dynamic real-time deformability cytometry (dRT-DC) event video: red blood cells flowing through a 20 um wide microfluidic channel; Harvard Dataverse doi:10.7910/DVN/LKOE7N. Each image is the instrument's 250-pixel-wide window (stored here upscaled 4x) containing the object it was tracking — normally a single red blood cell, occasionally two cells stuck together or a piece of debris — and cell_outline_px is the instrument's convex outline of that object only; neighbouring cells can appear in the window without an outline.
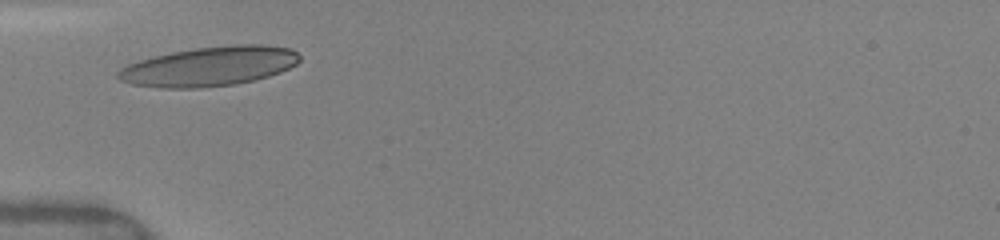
{"species": "human", "species_latin": "Homo sapiens", "temperature_condition": "warm", "stored_images_in_passage": 3, "camera_frame_rate_fps": 3000, "um_per_image_px": 0.085, "donor": {"sex": "female"}, "frame": {"image": 1, "passage_image": 2, "time_ms": 1.0, "image_size_px": [1000, 240], "cell_outline_px": [[300, 60], [296, 64], [280, 72], [256, 80], [236, 84], [200, 88], [164, 88], [132, 84], [120, 80], [116, 76], [116, 72], [120, 68], [128, 64], [140, 60], [172, 52], [196, 48], [232, 44], [264, 44], [292, 48], [300, 56]], "centroid_in_image_um": [17.82, 5.64], "position_along_channel_um": 67.2, "area_um2": 41.91}}